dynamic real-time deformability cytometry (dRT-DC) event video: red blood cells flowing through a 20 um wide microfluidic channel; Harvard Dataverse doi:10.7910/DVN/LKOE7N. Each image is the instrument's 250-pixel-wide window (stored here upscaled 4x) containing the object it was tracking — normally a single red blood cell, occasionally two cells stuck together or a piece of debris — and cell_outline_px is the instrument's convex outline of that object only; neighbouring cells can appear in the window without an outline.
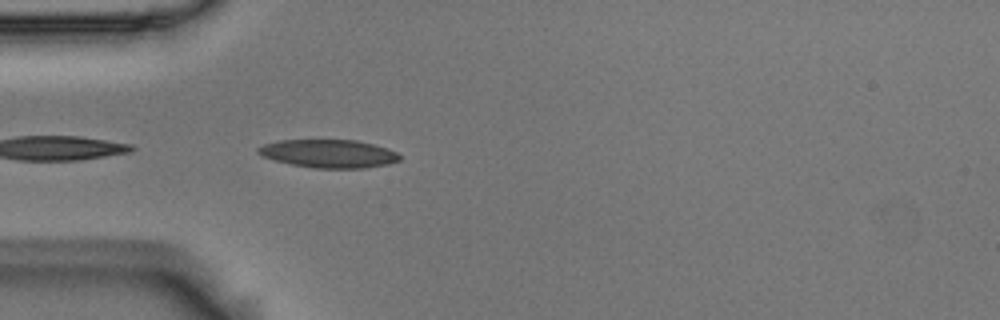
{"species": "Egyptian fruit bat (a non-hibernating species)", "species_latin": "Rousettus aegyptiacus", "temperature_condition": "room temperature", "stored_images_in_passage": 5, "camera_frame_rate_fps": 3000, "um_per_image_px": 0.085, "animal": {"sex": "male"}, "frame": {"image": 1, "passage_image": 1, "time_ms": 0.0, "image_size_px": [1000, 320], "cell_outline_px": [[400, 160], [388, 164], [364, 168], [312, 168], [292, 164], [260, 156], [256, 152], [256, 148], [264, 144], [280, 140], [356, 140], [388, 148], [396, 152], [400, 156]], "centroid_in_image_um": [27.92, 13.06], "position_along_channel_um": 57.1, "area_um2": 23.24}}